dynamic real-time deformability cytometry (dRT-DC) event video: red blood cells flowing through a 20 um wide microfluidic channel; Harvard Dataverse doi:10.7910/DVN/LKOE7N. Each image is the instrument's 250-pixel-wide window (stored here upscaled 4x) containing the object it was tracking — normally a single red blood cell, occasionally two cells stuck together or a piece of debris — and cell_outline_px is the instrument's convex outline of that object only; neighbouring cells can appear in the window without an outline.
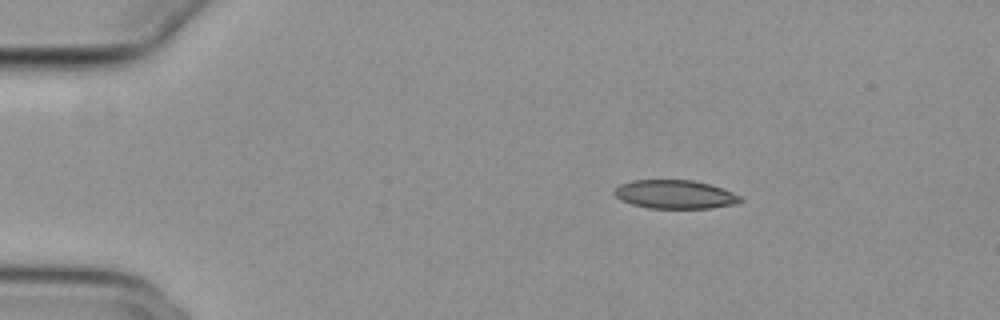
{"species": "common noctule bat (a hibernating species)", "species_latin": "Nyctalus noctula", "temperature_condition": "cold", "stored_images_in_passage": 46, "camera_frame_rate_fps": 3000, "um_per_image_px": 0.085, "animal": {"sex": "female", "body_mass_g": 29.2, "forearm_length_mm": 56.3}, "frame": {"image": 1, "passage_image": 1, "time_ms": 0.0, "image_size_px": [1000, 320], "cell_outline_px": [[744, 200], [736, 204], [712, 208], [648, 208], [632, 204], [620, 200], [612, 192], [620, 184], [632, 180], [692, 180], [708, 184], [732, 192], [740, 196]], "centroid_in_image_um": [57.36, 16.53], "position_along_channel_um": 27.6, "area_um2": 20.98}}
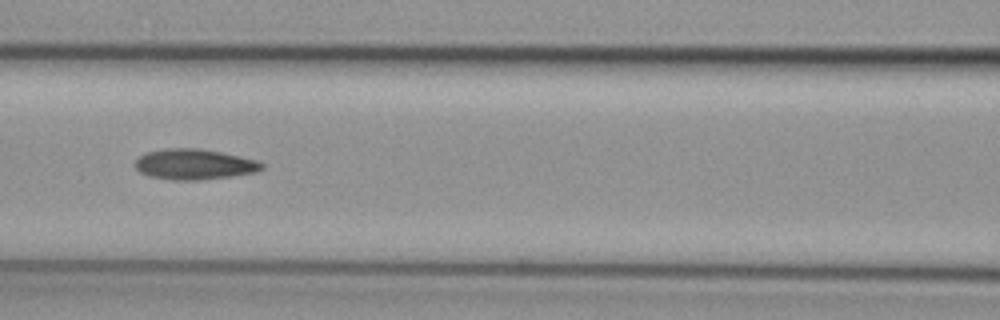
{"frame": {"image": 2, "passage_image": 16, "time_ms": 5.0, "image_size_px": [1000, 320], "cell_outline_px": [[264, 168], [256, 172], [232, 176], [200, 180], [172, 180], [148, 176], [140, 172], [136, 168], [136, 160], [140, 156], [148, 152], [168, 148], [200, 148], [220, 152], [256, 160], [264, 164]], "centroid_in_image_um": [16.52, 13.97], "position_along_channel_um": 150.1, "area_um2": 22.43}}
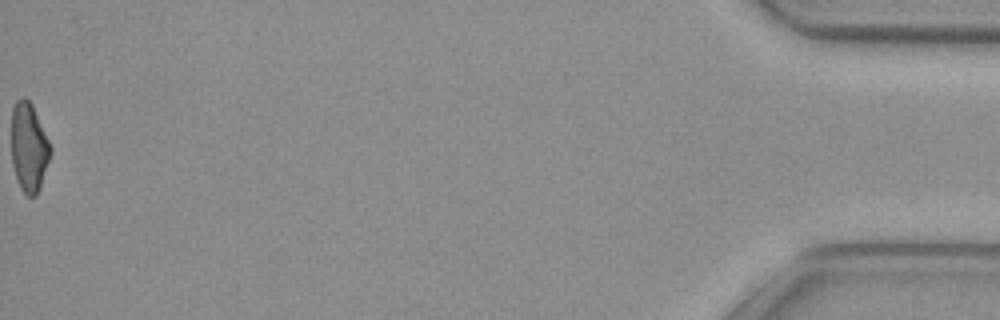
{"frame": {"image": 3, "passage_image": 46, "time_ms": 15.0, "image_size_px": [1000, 320], "cell_outline_px": [[52, 152], [40, 188], [36, 196], [28, 196], [20, 188], [12, 164], [12, 108], [16, 100], [24, 96], [32, 104], [52, 148]], "centroid_in_image_um": [2.46, 12.52], "position_along_channel_um": 432.7, "area_um2": 20.23}, "authors_computed_cell_mechanics": {"area_um2": 21.675, "velocity_mm_per_s": 3.8469, "shape_relaxation_time_tau1_ms": 9.8704, "shape_relaxation_time_tau2_ms": 4.0424, "deformation_change_tau1": 0.2008, "deformation_change_tau2": 0.1072}}